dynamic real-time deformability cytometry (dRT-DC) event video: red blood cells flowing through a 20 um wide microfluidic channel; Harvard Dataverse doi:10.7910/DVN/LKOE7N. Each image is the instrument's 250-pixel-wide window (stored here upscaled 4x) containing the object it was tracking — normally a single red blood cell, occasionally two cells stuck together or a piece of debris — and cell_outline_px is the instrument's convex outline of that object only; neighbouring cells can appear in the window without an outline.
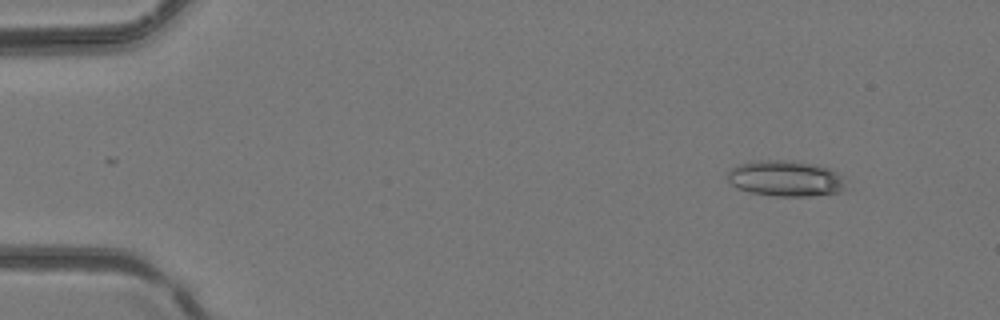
{"species": "common noctule bat (a hibernating species)", "species_latin": "Nyctalus noctula", "temperature_condition": "room temperature", "stored_images_in_passage": 38, "camera_frame_rate_fps": 3000, "um_per_image_px": 0.085, "animal": {"sex": "female", "body_mass_g": 24.6, "forearm_length_mm": 56.2}, "frame": {"image": 1, "passage_image": 1, "time_ms": 0.0, "image_size_px": [1000, 320], "cell_outline_px": [[852, 188], [840, 192], [812, 196], [776, 196], [748, 192], [736, 188], [728, 180], [728, 172], [736, 164], [756, 160], [796, 160], [828, 168], [836, 172]], "centroid_in_image_um": [66.8, 15.17], "position_along_channel_um": 18.2, "area_um2": 25.14}}
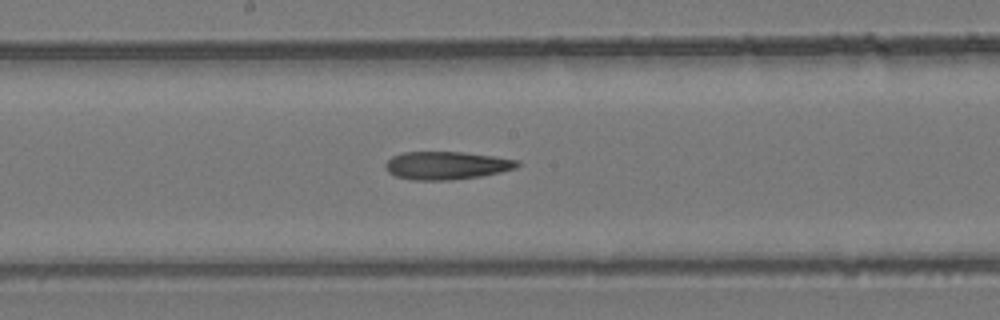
{"frame": {"image": 2, "passage_image": 19, "time_ms": 6.0, "image_size_px": [1000, 320], "cell_outline_px": [[520, 164], [516, 168], [500, 172], [480, 176], [448, 180], [412, 180], [396, 176], [388, 172], [384, 168], [384, 164], [392, 156], [400, 152], [464, 152], [520, 160]], "centroid_in_image_um": [37.93, 14.06], "position_along_channel_um": 210.3, "area_um2": 21.56}}
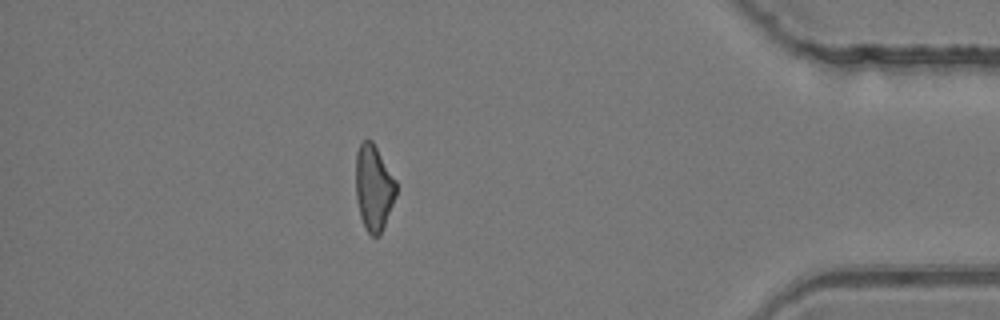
{"frame": {"image": 3, "passage_image": 33, "time_ms": 10.667, "image_size_px": [1000, 320], "cell_outline_px": [[396, 196], [380, 236], [372, 236], [364, 228], [360, 216], [356, 200], [356, 152], [360, 144], [364, 140], [372, 140], [396, 180]], "centroid_in_image_um": [31.76, 15.97], "position_along_channel_um": 403.4, "area_um2": 20.23}}